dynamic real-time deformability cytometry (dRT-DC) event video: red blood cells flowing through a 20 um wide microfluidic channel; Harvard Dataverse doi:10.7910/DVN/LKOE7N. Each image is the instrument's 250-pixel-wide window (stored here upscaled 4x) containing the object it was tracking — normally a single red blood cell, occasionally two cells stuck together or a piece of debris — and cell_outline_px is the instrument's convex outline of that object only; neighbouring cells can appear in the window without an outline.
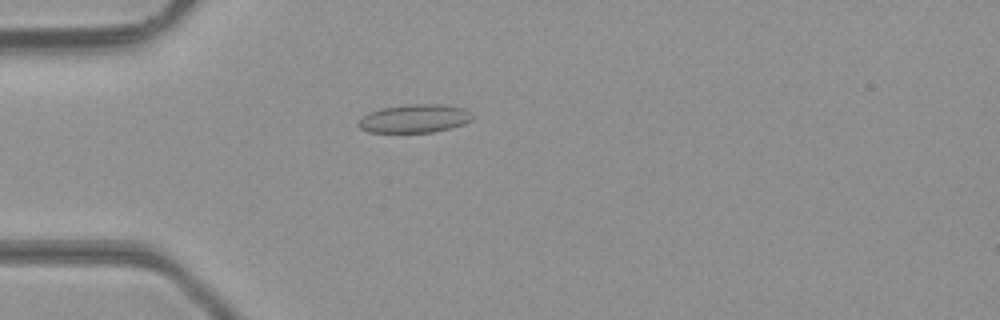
{"species": "common noctule bat (a hibernating species)", "species_latin": "Nyctalus noctula", "temperature_condition": "room temperature", "stored_images_in_passage": 4, "camera_frame_rate_fps": 3000, "um_per_image_px": 0.085, "animal": {"sex": "male", "body_mass_g": 23.1, "forearm_length_mm": 52.7}, "frame": {"image": 1, "passage_image": 4, "time_ms": 1.0, "image_size_px": [1000, 320], "cell_outline_px": [[472, 120], [464, 124], [452, 128], [432, 132], [368, 132], [360, 128], [356, 124], [368, 112], [380, 108], [404, 104], [440, 104], [464, 108], [472, 116]], "centroid_in_image_um": [35.22, 10.07], "position_along_channel_um": 49.8, "area_um2": 18.9}}